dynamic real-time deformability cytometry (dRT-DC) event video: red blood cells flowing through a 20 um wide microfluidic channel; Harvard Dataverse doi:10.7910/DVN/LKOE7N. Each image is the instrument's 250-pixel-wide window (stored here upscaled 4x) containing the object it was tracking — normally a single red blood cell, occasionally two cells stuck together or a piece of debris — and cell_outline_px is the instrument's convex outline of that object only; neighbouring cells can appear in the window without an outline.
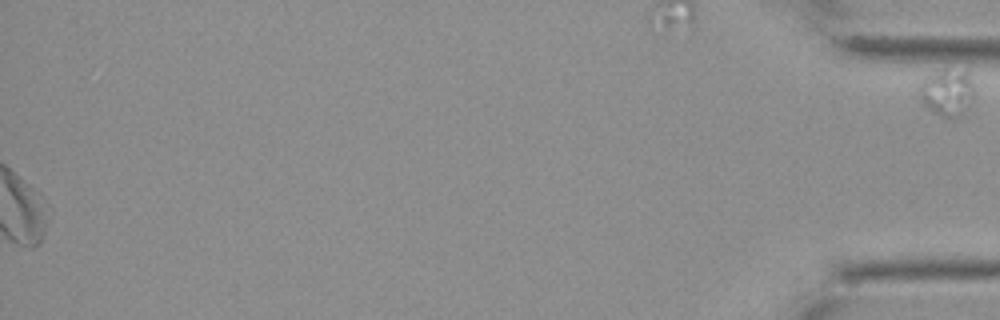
{"species": "Egyptian fruit bat (a non-hibernating species)", "species_latin": "Rousettus aegyptiacus", "temperature_condition": "cold", "stored_images_in_passage": 53, "segment_of_instrument_passage": [2, 2], "camera_frame_rate_fps": 3000, "um_per_image_px": 0.085, "animal": {"sex": "female"}, "frame": {"image": 1, "passage_image": 53, "time_ms": 17.333, "image_size_px": [1000, 320], "cell_outline_px": [[976, 96], [968, 112], [956, 120], [948, 120], [932, 112], [920, 100], [920, 84], [928, 76], [940, 68], [944, 68], [964, 72], [976, 84]], "centroid_in_image_um": [80.6, 7.93], "position_along_channel_um": 354.6, "area_um2": 15.9}}